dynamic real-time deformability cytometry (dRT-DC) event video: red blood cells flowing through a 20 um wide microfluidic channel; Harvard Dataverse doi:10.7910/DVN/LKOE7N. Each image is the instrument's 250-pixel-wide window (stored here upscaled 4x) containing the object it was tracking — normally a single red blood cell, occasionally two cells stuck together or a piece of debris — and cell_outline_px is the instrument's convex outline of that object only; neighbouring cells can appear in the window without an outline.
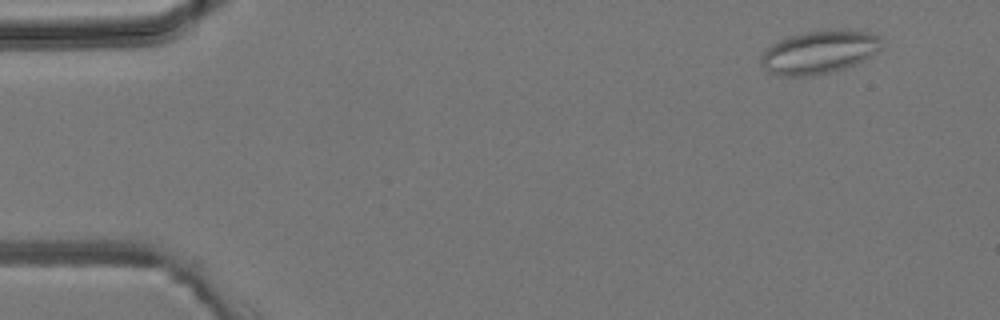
{"species": "common noctule bat (a hibernating species)", "species_latin": "Nyctalus noctula", "temperature_condition": "room temperature", "stored_images_in_passage": 3, "camera_frame_rate_fps": 3000, "um_per_image_px": 0.085, "animal": {"sex": "male", "body_mass_g": 19.2, "forearm_length_mm": 51.8}, "frame": {"image": 1, "passage_image": 1, "time_ms": 0.0, "image_size_px": [1000, 320], "cell_outline_px": [[880, 48], [864, 60], [844, 68], [812, 76], [780, 76], [768, 72], [764, 68], [760, 60], [764, 52], [772, 44], [788, 36], [804, 32], [840, 28], [844, 28], [868, 32], [880, 36]], "centroid_in_image_um": [69.62, 4.41], "position_along_channel_um": 15.4, "area_um2": 30.29}}